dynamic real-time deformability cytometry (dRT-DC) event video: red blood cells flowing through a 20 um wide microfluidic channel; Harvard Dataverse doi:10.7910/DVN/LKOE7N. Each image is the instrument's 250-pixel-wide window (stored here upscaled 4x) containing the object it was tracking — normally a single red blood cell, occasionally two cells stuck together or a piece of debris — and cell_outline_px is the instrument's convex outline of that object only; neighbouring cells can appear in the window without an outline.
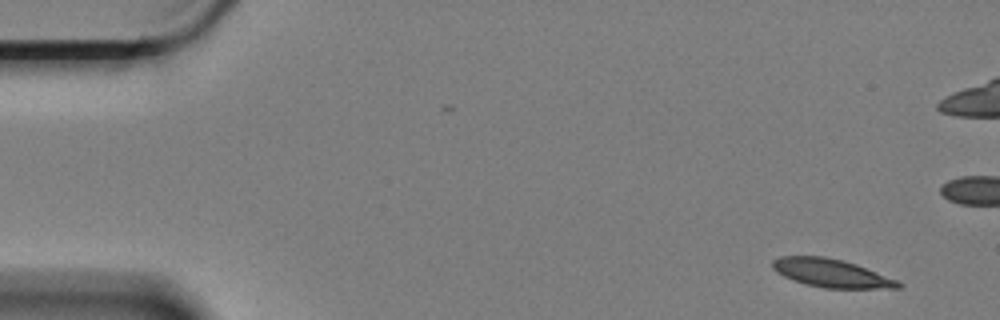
{"species": "Egyptian fruit bat (a non-hibernating species)", "species_latin": "Rousettus aegyptiacus", "temperature_condition": "cold", "stored_images_in_passage": 7, "camera_frame_rate_fps": 3000, "um_per_image_px": 0.085, "animal": {"sex": "female"}, "frame": {"image": 1, "passage_image": 1, "time_ms": 0.0, "image_size_px": [1000, 320], "cell_outline_px": [[904, 284], [900, 288], [824, 288], [792, 280], [776, 272], [772, 268], [772, 260], [780, 256], [824, 256], [856, 264], [900, 280]], "centroid_in_image_um": [70.69, 23.22], "position_along_channel_um": 14.3, "area_um2": 20.75}}
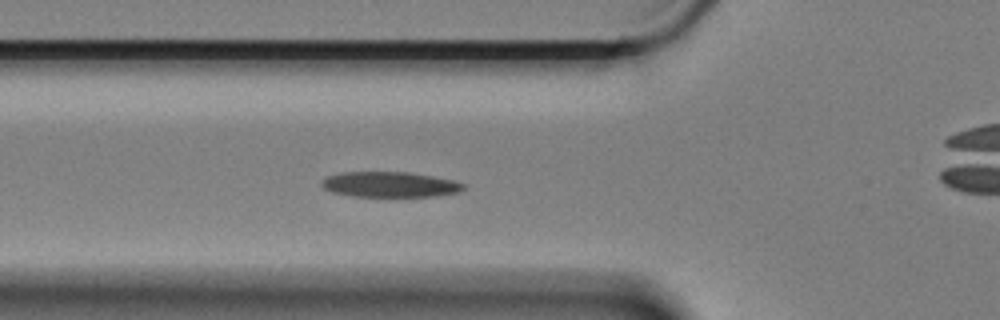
{"frame": {"image": 2, "passage_image": 6, "time_ms": 1.667, "image_size_px": [1000, 320], "cell_outline_px": [[464, 188], [460, 192], [436, 196], [352, 196], [332, 192], [324, 188], [320, 184], [328, 176], [340, 172], [408, 172], [432, 176], [452, 180], [464, 184]], "centroid_in_image_um": [33.13, 15.68], "position_along_channel_um": 92.7, "area_um2": 20.81}}